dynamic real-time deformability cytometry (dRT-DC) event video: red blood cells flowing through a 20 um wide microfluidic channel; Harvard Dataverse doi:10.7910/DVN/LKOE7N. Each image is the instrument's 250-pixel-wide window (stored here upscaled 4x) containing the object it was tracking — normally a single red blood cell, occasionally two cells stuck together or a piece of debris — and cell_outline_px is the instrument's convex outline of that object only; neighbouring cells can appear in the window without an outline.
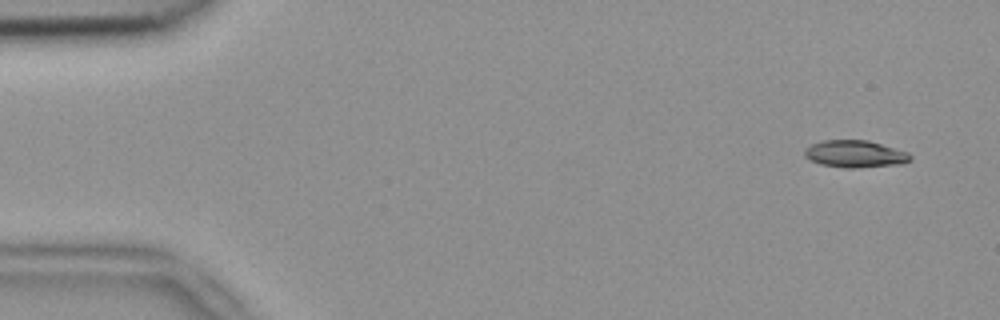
{"species": "common noctule bat (a hibernating species)", "species_latin": "Nyctalus noctula", "temperature_condition": "room temperature", "stored_images_in_passage": 6, "camera_frame_rate_fps": 3000, "um_per_image_px": 0.085, "animal": {"sex": "female", "body_mass_g": 18.4}, "frame": {"image": 1, "passage_image": 1, "time_ms": 0.0, "image_size_px": [1000, 320], "cell_outline_px": [[912, 160], [904, 164], [856, 168], [844, 168], [820, 164], [804, 156], [804, 148], [812, 144], [824, 140], [868, 140], [908, 152], [912, 156]], "centroid_in_image_um": [72.71, 13.09], "position_along_channel_um": 12.3, "area_um2": 16.88}}
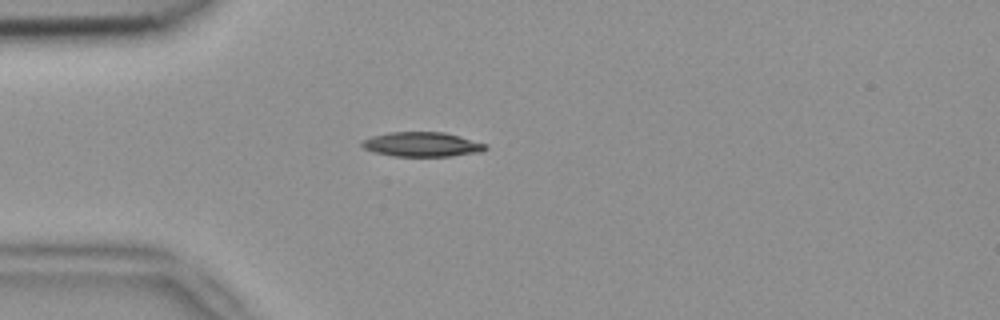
{"frame": {"image": 2, "passage_image": 4, "time_ms": 1.0, "image_size_px": [1000, 320], "cell_outline_px": [[488, 148], [480, 152], [448, 156], [392, 156], [376, 152], [364, 148], [360, 144], [364, 140], [372, 136], [388, 132], [444, 132], [460, 136], [488, 144]], "centroid_in_image_um": [35.9, 12.27], "position_along_channel_um": 49.1, "area_um2": 17.63}}